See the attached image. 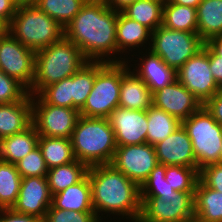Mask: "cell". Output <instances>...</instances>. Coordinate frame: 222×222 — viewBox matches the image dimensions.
I'll list each match as a JSON object with an SVG mask.
<instances>
[{
    "mask_svg": "<svg viewBox=\"0 0 222 222\" xmlns=\"http://www.w3.org/2000/svg\"><path fill=\"white\" fill-rule=\"evenodd\" d=\"M152 105L164 110L180 122L198 111L203 104L177 79L152 94Z\"/></svg>",
    "mask_w": 222,
    "mask_h": 222,
    "instance_id": "9a60e30c",
    "label": "cell"
},
{
    "mask_svg": "<svg viewBox=\"0 0 222 222\" xmlns=\"http://www.w3.org/2000/svg\"><path fill=\"white\" fill-rule=\"evenodd\" d=\"M117 146L147 143L148 121L146 110L117 107L108 117Z\"/></svg>",
    "mask_w": 222,
    "mask_h": 222,
    "instance_id": "5bb4252c",
    "label": "cell"
},
{
    "mask_svg": "<svg viewBox=\"0 0 222 222\" xmlns=\"http://www.w3.org/2000/svg\"><path fill=\"white\" fill-rule=\"evenodd\" d=\"M32 122L31 94L21 101L0 104V140L26 130Z\"/></svg>",
    "mask_w": 222,
    "mask_h": 222,
    "instance_id": "ac0fdd59",
    "label": "cell"
},
{
    "mask_svg": "<svg viewBox=\"0 0 222 222\" xmlns=\"http://www.w3.org/2000/svg\"><path fill=\"white\" fill-rule=\"evenodd\" d=\"M96 76V62L89 61L73 74L72 108L80 110L89 96Z\"/></svg>",
    "mask_w": 222,
    "mask_h": 222,
    "instance_id": "d6a6232c",
    "label": "cell"
},
{
    "mask_svg": "<svg viewBox=\"0 0 222 222\" xmlns=\"http://www.w3.org/2000/svg\"><path fill=\"white\" fill-rule=\"evenodd\" d=\"M87 171L88 167L78 160L49 169L47 180L51 195L76 184L87 174Z\"/></svg>",
    "mask_w": 222,
    "mask_h": 222,
    "instance_id": "f1b7e54d",
    "label": "cell"
},
{
    "mask_svg": "<svg viewBox=\"0 0 222 222\" xmlns=\"http://www.w3.org/2000/svg\"><path fill=\"white\" fill-rule=\"evenodd\" d=\"M209 68L218 86L222 88V57L209 47Z\"/></svg>",
    "mask_w": 222,
    "mask_h": 222,
    "instance_id": "7bdbcfd3",
    "label": "cell"
},
{
    "mask_svg": "<svg viewBox=\"0 0 222 222\" xmlns=\"http://www.w3.org/2000/svg\"><path fill=\"white\" fill-rule=\"evenodd\" d=\"M27 94L28 90L21 83L0 69V104L21 101Z\"/></svg>",
    "mask_w": 222,
    "mask_h": 222,
    "instance_id": "74e56055",
    "label": "cell"
},
{
    "mask_svg": "<svg viewBox=\"0 0 222 222\" xmlns=\"http://www.w3.org/2000/svg\"><path fill=\"white\" fill-rule=\"evenodd\" d=\"M111 164L140 187L159 162L154 146L144 143L117 146Z\"/></svg>",
    "mask_w": 222,
    "mask_h": 222,
    "instance_id": "4fadbf2b",
    "label": "cell"
},
{
    "mask_svg": "<svg viewBox=\"0 0 222 222\" xmlns=\"http://www.w3.org/2000/svg\"><path fill=\"white\" fill-rule=\"evenodd\" d=\"M92 205L99 221L98 212L128 216L138 222L141 214L140 187L112 164L88 167Z\"/></svg>",
    "mask_w": 222,
    "mask_h": 222,
    "instance_id": "7a4b0ae2",
    "label": "cell"
},
{
    "mask_svg": "<svg viewBox=\"0 0 222 222\" xmlns=\"http://www.w3.org/2000/svg\"><path fill=\"white\" fill-rule=\"evenodd\" d=\"M165 179L175 191L195 192L199 180L198 168L166 166Z\"/></svg>",
    "mask_w": 222,
    "mask_h": 222,
    "instance_id": "e575fe53",
    "label": "cell"
},
{
    "mask_svg": "<svg viewBox=\"0 0 222 222\" xmlns=\"http://www.w3.org/2000/svg\"><path fill=\"white\" fill-rule=\"evenodd\" d=\"M52 205L68 211L94 212L88 173L76 184L52 195Z\"/></svg>",
    "mask_w": 222,
    "mask_h": 222,
    "instance_id": "44dd1931",
    "label": "cell"
},
{
    "mask_svg": "<svg viewBox=\"0 0 222 222\" xmlns=\"http://www.w3.org/2000/svg\"><path fill=\"white\" fill-rule=\"evenodd\" d=\"M71 142L76 160L87 167L111 164L117 148L108 118L80 115Z\"/></svg>",
    "mask_w": 222,
    "mask_h": 222,
    "instance_id": "277c9868",
    "label": "cell"
},
{
    "mask_svg": "<svg viewBox=\"0 0 222 222\" xmlns=\"http://www.w3.org/2000/svg\"><path fill=\"white\" fill-rule=\"evenodd\" d=\"M186 222H200V221L194 218V219H191V220L186 221Z\"/></svg>",
    "mask_w": 222,
    "mask_h": 222,
    "instance_id": "f907efd6",
    "label": "cell"
},
{
    "mask_svg": "<svg viewBox=\"0 0 222 222\" xmlns=\"http://www.w3.org/2000/svg\"><path fill=\"white\" fill-rule=\"evenodd\" d=\"M146 115L148 121L147 143L153 146L165 140L181 126V122L177 118L153 105L146 110Z\"/></svg>",
    "mask_w": 222,
    "mask_h": 222,
    "instance_id": "4316f807",
    "label": "cell"
},
{
    "mask_svg": "<svg viewBox=\"0 0 222 222\" xmlns=\"http://www.w3.org/2000/svg\"><path fill=\"white\" fill-rule=\"evenodd\" d=\"M181 125L186 130L193 146L198 170L219 161L222 146V125L202 106Z\"/></svg>",
    "mask_w": 222,
    "mask_h": 222,
    "instance_id": "52a82bcc",
    "label": "cell"
},
{
    "mask_svg": "<svg viewBox=\"0 0 222 222\" xmlns=\"http://www.w3.org/2000/svg\"><path fill=\"white\" fill-rule=\"evenodd\" d=\"M206 44L219 56L222 57V35L210 38Z\"/></svg>",
    "mask_w": 222,
    "mask_h": 222,
    "instance_id": "bcb514c9",
    "label": "cell"
},
{
    "mask_svg": "<svg viewBox=\"0 0 222 222\" xmlns=\"http://www.w3.org/2000/svg\"><path fill=\"white\" fill-rule=\"evenodd\" d=\"M51 205L52 195L47 177L22 178L18 199L12 207L13 210L44 220Z\"/></svg>",
    "mask_w": 222,
    "mask_h": 222,
    "instance_id": "2e32d148",
    "label": "cell"
},
{
    "mask_svg": "<svg viewBox=\"0 0 222 222\" xmlns=\"http://www.w3.org/2000/svg\"><path fill=\"white\" fill-rule=\"evenodd\" d=\"M146 58H141L142 64L134 72L148 86L152 94L177 79L176 70L168 66L158 55L151 50Z\"/></svg>",
    "mask_w": 222,
    "mask_h": 222,
    "instance_id": "ffe728a7",
    "label": "cell"
},
{
    "mask_svg": "<svg viewBox=\"0 0 222 222\" xmlns=\"http://www.w3.org/2000/svg\"><path fill=\"white\" fill-rule=\"evenodd\" d=\"M163 5L157 0H137L127 5L121 12L153 32L162 26Z\"/></svg>",
    "mask_w": 222,
    "mask_h": 222,
    "instance_id": "83f0119b",
    "label": "cell"
},
{
    "mask_svg": "<svg viewBox=\"0 0 222 222\" xmlns=\"http://www.w3.org/2000/svg\"><path fill=\"white\" fill-rule=\"evenodd\" d=\"M151 37L152 31L149 28L118 11L116 26L117 52H124L128 48L138 47L140 44V46H143V43H146Z\"/></svg>",
    "mask_w": 222,
    "mask_h": 222,
    "instance_id": "d4e9b609",
    "label": "cell"
},
{
    "mask_svg": "<svg viewBox=\"0 0 222 222\" xmlns=\"http://www.w3.org/2000/svg\"><path fill=\"white\" fill-rule=\"evenodd\" d=\"M154 148L160 164L197 168L192 142L182 125Z\"/></svg>",
    "mask_w": 222,
    "mask_h": 222,
    "instance_id": "e0dca14e",
    "label": "cell"
},
{
    "mask_svg": "<svg viewBox=\"0 0 222 222\" xmlns=\"http://www.w3.org/2000/svg\"><path fill=\"white\" fill-rule=\"evenodd\" d=\"M218 164H222V146H221V150H220V156H219Z\"/></svg>",
    "mask_w": 222,
    "mask_h": 222,
    "instance_id": "681fc988",
    "label": "cell"
},
{
    "mask_svg": "<svg viewBox=\"0 0 222 222\" xmlns=\"http://www.w3.org/2000/svg\"><path fill=\"white\" fill-rule=\"evenodd\" d=\"M1 212L3 215H0V222H43V220L36 216L19 213L12 208L0 209Z\"/></svg>",
    "mask_w": 222,
    "mask_h": 222,
    "instance_id": "b9f144b4",
    "label": "cell"
},
{
    "mask_svg": "<svg viewBox=\"0 0 222 222\" xmlns=\"http://www.w3.org/2000/svg\"><path fill=\"white\" fill-rule=\"evenodd\" d=\"M73 75L44 87L38 94L44 103L72 108Z\"/></svg>",
    "mask_w": 222,
    "mask_h": 222,
    "instance_id": "836d02e7",
    "label": "cell"
},
{
    "mask_svg": "<svg viewBox=\"0 0 222 222\" xmlns=\"http://www.w3.org/2000/svg\"><path fill=\"white\" fill-rule=\"evenodd\" d=\"M8 32V25L0 18V35Z\"/></svg>",
    "mask_w": 222,
    "mask_h": 222,
    "instance_id": "c3c4849f",
    "label": "cell"
},
{
    "mask_svg": "<svg viewBox=\"0 0 222 222\" xmlns=\"http://www.w3.org/2000/svg\"><path fill=\"white\" fill-rule=\"evenodd\" d=\"M8 32L25 47L38 51L64 37V28L30 0L21 1Z\"/></svg>",
    "mask_w": 222,
    "mask_h": 222,
    "instance_id": "5b68a950",
    "label": "cell"
},
{
    "mask_svg": "<svg viewBox=\"0 0 222 222\" xmlns=\"http://www.w3.org/2000/svg\"><path fill=\"white\" fill-rule=\"evenodd\" d=\"M39 134L32 124L26 130L0 140V160L16 164L38 147Z\"/></svg>",
    "mask_w": 222,
    "mask_h": 222,
    "instance_id": "7402d4cb",
    "label": "cell"
},
{
    "mask_svg": "<svg viewBox=\"0 0 222 222\" xmlns=\"http://www.w3.org/2000/svg\"><path fill=\"white\" fill-rule=\"evenodd\" d=\"M113 10L121 11L127 5L136 2L137 0H103Z\"/></svg>",
    "mask_w": 222,
    "mask_h": 222,
    "instance_id": "f6af8a7d",
    "label": "cell"
},
{
    "mask_svg": "<svg viewBox=\"0 0 222 222\" xmlns=\"http://www.w3.org/2000/svg\"><path fill=\"white\" fill-rule=\"evenodd\" d=\"M117 18L118 11L110 8L103 0H87L64 28V37L75 43L88 61L125 62L107 57L117 53Z\"/></svg>",
    "mask_w": 222,
    "mask_h": 222,
    "instance_id": "6da1fadb",
    "label": "cell"
},
{
    "mask_svg": "<svg viewBox=\"0 0 222 222\" xmlns=\"http://www.w3.org/2000/svg\"><path fill=\"white\" fill-rule=\"evenodd\" d=\"M203 106L214 120L222 125V88L212 98L208 99Z\"/></svg>",
    "mask_w": 222,
    "mask_h": 222,
    "instance_id": "60d3db41",
    "label": "cell"
},
{
    "mask_svg": "<svg viewBox=\"0 0 222 222\" xmlns=\"http://www.w3.org/2000/svg\"><path fill=\"white\" fill-rule=\"evenodd\" d=\"M21 181L15 164L0 160V209H9L15 205Z\"/></svg>",
    "mask_w": 222,
    "mask_h": 222,
    "instance_id": "4dcf8cb0",
    "label": "cell"
},
{
    "mask_svg": "<svg viewBox=\"0 0 222 222\" xmlns=\"http://www.w3.org/2000/svg\"><path fill=\"white\" fill-rule=\"evenodd\" d=\"M88 62L78 46L63 37L47 48L36 51L34 78L28 93L35 98L44 87L71 77Z\"/></svg>",
    "mask_w": 222,
    "mask_h": 222,
    "instance_id": "3957f363",
    "label": "cell"
},
{
    "mask_svg": "<svg viewBox=\"0 0 222 222\" xmlns=\"http://www.w3.org/2000/svg\"><path fill=\"white\" fill-rule=\"evenodd\" d=\"M202 0H169L170 3L197 8Z\"/></svg>",
    "mask_w": 222,
    "mask_h": 222,
    "instance_id": "7dc6e473",
    "label": "cell"
},
{
    "mask_svg": "<svg viewBox=\"0 0 222 222\" xmlns=\"http://www.w3.org/2000/svg\"><path fill=\"white\" fill-rule=\"evenodd\" d=\"M33 98L31 96L32 124L39 136L71 139L80 116L79 110L46 104L38 97V101Z\"/></svg>",
    "mask_w": 222,
    "mask_h": 222,
    "instance_id": "8fae6325",
    "label": "cell"
},
{
    "mask_svg": "<svg viewBox=\"0 0 222 222\" xmlns=\"http://www.w3.org/2000/svg\"><path fill=\"white\" fill-rule=\"evenodd\" d=\"M63 28L79 13L87 0H30Z\"/></svg>",
    "mask_w": 222,
    "mask_h": 222,
    "instance_id": "1f68e13d",
    "label": "cell"
},
{
    "mask_svg": "<svg viewBox=\"0 0 222 222\" xmlns=\"http://www.w3.org/2000/svg\"><path fill=\"white\" fill-rule=\"evenodd\" d=\"M15 166L22 178L47 177L49 171L39 147L18 161Z\"/></svg>",
    "mask_w": 222,
    "mask_h": 222,
    "instance_id": "8d00e7d4",
    "label": "cell"
},
{
    "mask_svg": "<svg viewBox=\"0 0 222 222\" xmlns=\"http://www.w3.org/2000/svg\"><path fill=\"white\" fill-rule=\"evenodd\" d=\"M166 166L158 164L140 186V197H158L175 191L165 179Z\"/></svg>",
    "mask_w": 222,
    "mask_h": 222,
    "instance_id": "d590c367",
    "label": "cell"
},
{
    "mask_svg": "<svg viewBox=\"0 0 222 222\" xmlns=\"http://www.w3.org/2000/svg\"><path fill=\"white\" fill-rule=\"evenodd\" d=\"M157 1H160V2H162L163 4H165V3H168V2H169V0H157Z\"/></svg>",
    "mask_w": 222,
    "mask_h": 222,
    "instance_id": "816d5d0a",
    "label": "cell"
},
{
    "mask_svg": "<svg viewBox=\"0 0 222 222\" xmlns=\"http://www.w3.org/2000/svg\"><path fill=\"white\" fill-rule=\"evenodd\" d=\"M43 222H100L94 212L57 209L53 205L46 212Z\"/></svg>",
    "mask_w": 222,
    "mask_h": 222,
    "instance_id": "f35d334b",
    "label": "cell"
},
{
    "mask_svg": "<svg viewBox=\"0 0 222 222\" xmlns=\"http://www.w3.org/2000/svg\"><path fill=\"white\" fill-rule=\"evenodd\" d=\"M20 0H0V18L9 25L16 14Z\"/></svg>",
    "mask_w": 222,
    "mask_h": 222,
    "instance_id": "ee69618b",
    "label": "cell"
},
{
    "mask_svg": "<svg viewBox=\"0 0 222 222\" xmlns=\"http://www.w3.org/2000/svg\"><path fill=\"white\" fill-rule=\"evenodd\" d=\"M128 64L96 62L93 88L84 106L79 110L84 117L108 118L119 107L122 75Z\"/></svg>",
    "mask_w": 222,
    "mask_h": 222,
    "instance_id": "8992f818",
    "label": "cell"
},
{
    "mask_svg": "<svg viewBox=\"0 0 222 222\" xmlns=\"http://www.w3.org/2000/svg\"><path fill=\"white\" fill-rule=\"evenodd\" d=\"M162 26L190 33H197L196 8L174 3L163 5Z\"/></svg>",
    "mask_w": 222,
    "mask_h": 222,
    "instance_id": "f546056e",
    "label": "cell"
},
{
    "mask_svg": "<svg viewBox=\"0 0 222 222\" xmlns=\"http://www.w3.org/2000/svg\"><path fill=\"white\" fill-rule=\"evenodd\" d=\"M194 218L200 222H222V192L198 180L194 194Z\"/></svg>",
    "mask_w": 222,
    "mask_h": 222,
    "instance_id": "603a6c76",
    "label": "cell"
},
{
    "mask_svg": "<svg viewBox=\"0 0 222 222\" xmlns=\"http://www.w3.org/2000/svg\"><path fill=\"white\" fill-rule=\"evenodd\" d=\"M196 12L197 34L205 43L222 35V0H202Z\"/></svg>",
    "mask_w": 222,
    "mask_h": 222,
    "instance_id": "cb8c5ba5",
    "label": "cell"
},
{
    "mask_svg": "<svg viewBox=\"0 0 222 222\" xmlns=\"http://www.w3.org/2000/svg\"><path fill=\"white\" fill-rule=\"evenodd\" d=\"M38 147L41 149L48 169L76 160L69 138L39 136Z\"/></svg>",
    "mask_w": 222,
    "mask_h": 222,
    "instance_id": "484cf974",
    "label": "cell"
},
{
    "mask_svg": "<svg viewBox=\"0 0 222 222\" xmlns=\"http://www.w3.org/2000/svg\"><path fill=\"white\" fill-rule=\"evenodd\" d=\"M176 74L177 80L202 104L221 89L209 68V46L206 43L176 71Z\"/></svg>",
    "mask_w": 222,
    "mask_h": 222,
    "instance_id": "30bf717a",
    "label": "cell"
},
{
    "mask_svg": "<svg viewBox=\"0 0 222 222\" xmlns=\"http://www.w3.org/2000/svg\"><path fill=\"white\" fill-rule=\"evenodd\" d=\"M194 194L173 191L158 197H140L138 222H186L194 219Z\"/></svg>",
    "mask_w": 222,
    "mask_h": 222,
    "instance_id": "9c48e42d",
    "label": "cell"
},
{
    "mask_svg": "<svg viewBox=\"0 0 222 222\" xmlns=\"http://www.w3.org/2000/svg\"><path fill=\"white\" fill-rule=\"evenodd\" d=\"M36 52L25 47L9 32L0 35V69L28 91L34 78Z\"/></svg>",
    "mask_w": 222,
    "mask_h": 222,
    "instance_id": "7c38bea8",
    "label": "cell"
},
{
    "mask_svg": "<svg viewBox=\"0 0 222 222\" xmlns=\"http://www.w3.org/2000/svg\"><path fill=\"white\" fill-rule=\"evenodd\" d=\"M152 92L130 68L122 75L119 107L131 110H148L152 106Z\"/></svg>",
    "mask_w": 222,
    "mask_h": 222,
    "instance_id": "d6986e66",
    "label": "cell"
},
{
    "mask_svg": "<svg viewBox=\"0 0 222 222\" xmlns=\"http://www.w3.org/2000/svg\"><path fill=\"white\" fill-rule=\"evenodd\" d=\"M151 50L176 71L204 46L197 33L177 31L159 26L152 32Z\"/></svg>",
    "mask_w": 222,
    "mask_h": 222,
    "instance_id": "ba28073f",
    "label": "cell"
},
{
    "mask_svg": "<svg viewBox=\"0 0 222 222\" xmlns=\"http://www.w3.org/2000/svg\"><path fill=\"white\" fill-rule=\"evenodd\" d=\"M199 180L206 187L222 192V164H210L200 169Z\"/></svg>",
    "mask_w": 222,
    "mask_h": 222,
    "instance_id": "ab89813d",
    "label": "cell"
}]
</instances>
